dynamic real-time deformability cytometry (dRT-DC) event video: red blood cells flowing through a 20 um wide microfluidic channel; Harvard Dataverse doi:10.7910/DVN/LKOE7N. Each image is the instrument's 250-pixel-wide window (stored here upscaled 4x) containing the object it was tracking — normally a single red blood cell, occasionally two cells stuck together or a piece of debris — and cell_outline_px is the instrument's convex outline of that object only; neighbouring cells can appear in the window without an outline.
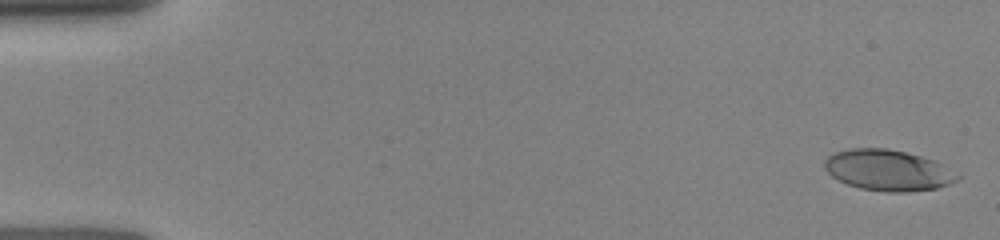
{"species": "human", "species_latin": "Homo sapiens", "temperature_condition": "room temperature", "stored_images_in_passage": 33, "camera_frame_rate_fps": 3000, "um_per_image_px": 0.085, "donor": {"sex": "female"}, "frame": {"image": 1, "passage_image": 1, "time_ms": 0.0, "image_size_px": [1000, 240], "cell_outline_px": [[960, 176], [956, 180], [948, 184], [936, 188], [908, 192], [884, 192], [860, 188], [848, 184], [832, 176], [824, 168], [824, 160], [828, 156], [836, 152], [848, 148], [888, 148], [936, 160]], "centroid_in_image_um": [75.46, 14.47], "position_along_channel_um": 9.5, "area_um2": 31.56}}
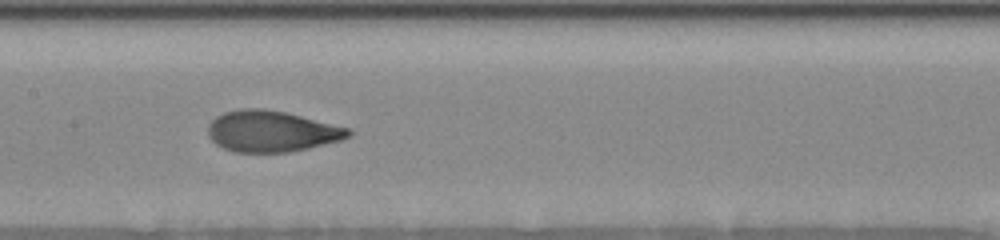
{"frame": {"image": 2, "passage_image": 14, "time_ms": 7.667, "image_size_px": [1000, 240], "cell_outline_px": [[352, 136], [340, 140], [308, 148], [288, 152], [236, 152], [224, 148], [216, 144], [208, 136], [208, 124], [216, 116], [224, 112], [240, 108], [264, 108], [284, 112], [352, 128]], "centroid_in_image_um": [23.09, 11.15], "position_along_channel_um": 184.3, "area_um2": 33.76}}
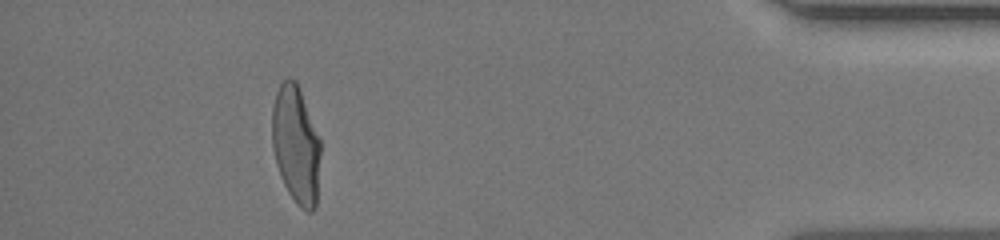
{"frame": {"image": 3, "passage_image": 28, "time_ms": 14.333, "image_size_px": [1000, 240], "cell_outline_px": [[320, 156], [316, 208], [312, 212], [308, 212], [300, 208], [296, 204], [288, 192], [280, 176], [276, 164], [272, 148], [272, 108], [276, 92], [280, 84], [288, 76], [296, 80], [320, 140]], "centroid_in_image_um": [25.14, 12.33], "position_along_channel_um": 410.1, "area_um2": 33.41}}